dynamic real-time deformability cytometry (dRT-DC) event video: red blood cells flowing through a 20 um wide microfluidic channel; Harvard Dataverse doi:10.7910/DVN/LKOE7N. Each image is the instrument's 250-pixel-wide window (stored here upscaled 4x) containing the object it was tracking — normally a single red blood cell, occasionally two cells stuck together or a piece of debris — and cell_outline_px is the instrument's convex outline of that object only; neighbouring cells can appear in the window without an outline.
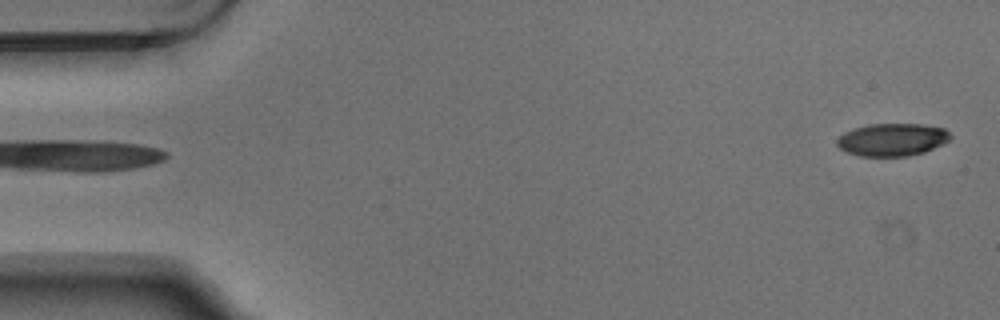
{"species": "Egyptian fruit bat (a non-hibernating species)", "species_latin": "Rousettus aegyptiacus", "temperature_condition": "warm", "stored_images_in_passage": 5, "camera_frame_rate_fps": 3000, "um_per_image_px": 0.085, "animal": {"sex": "male"}, "frame": {"image": 1, "passage_image": 5, "time_ms": 1.333, "image_size_px": [1000, 320], "cell_outline_px": [[952, 136], [948, 140], [924, 152], [908, 156], [860, 156], [848, 152], [840, 148], [836, 144], [836, 140], [844, 132], [852, 128], [868, 124], [924, 124], [944, 128]], "centroid_in_image_um": [75.81, 11.86], "position_along_channel_um": 9.2, "area_um2": 21.5}}